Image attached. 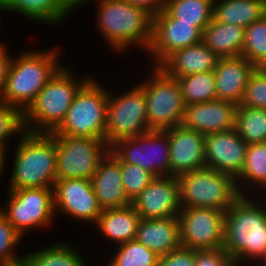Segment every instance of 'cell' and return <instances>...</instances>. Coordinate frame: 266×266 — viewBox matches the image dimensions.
<instances>
[{
	"label": "cell",
	"instance_id": "1",
	"mask_svg": "<svg viewBox=\"0 0 266 266\" xmlns=\"http://www.w3.org/2000/svg\"><path fill=\"white\" fill-rule=\"evenodd\" d=\"M241 195L225 212L223 248L235 266L248 258L261 261L266 255V208Z\"/></svg>",
	"mask_w": 266,
	"mask_h": 266
},
{
	"label": "cell",
	"instance_id": "2",
	"mask_svg": "<svg viewBox=\"0 0 266 266\" xmlns=\"http://www.w3.org/2000/svg\"><path fill=\"white\" fill-rule=\"evenodd\" d=\"M19 136L8 190L53 188L57 180L55 137L28 131Z\"/></svg>",
	"mask_w": 266,
	"mask_h": 266
},
{
	"label": "cell",
	"instance_id": "3",
	"mask_svg": "<svg viewBox=\"0 0 266 266\" xmlns=\"http://www.w3.org/2000/svg\"><path fill=\"white\" fill-rule=\"evenodd\" d=\"M26 51L11 59L0 101L25 111L49 79L61 67L59 51Z\"/></svg>",
	"mask_w": 266,
	"mask_h": 266
},
{
	"label": "cell",
	"instance_id": "4",
	"mask_svg": "<svg viewBox=\"0 0 266 266\" xmlns=\"http://www.w3.org/2000/svg\"><path fill=\"white\" fill-rule=\"evenodd\" d=\"M86 0L85 2L88 3ZM97 27L114 52H123L132 44L148 50L152 40L153 17L143 9L121 0H96ZM99 1V2H98Z\"/></svg>",
	"mask_w": 266,
	"mask_h": 266
},
{
	"label": "cell",
	"instance_id": "5",
	"mask_svg": "<svg viewBox=\"0 0 266 266\" xmlns=\"http://www.w3.org/2000/svg\"><path fill=\"white\" fill-rule=\"evenodd\" d=\"M66 67H60L23 112L25 130L51 133L64 120L76 93L90 79L76 81Z\"/></svg>",
	"mask_w": 266,
	"mask_h": 266
},
{
	"label": "cell",
	"instance_id": "6",
	"mask_svg": "<svg viewBox=\"0 0 266 266\" xmlns=\"http://www.w3.org/2000/svg\"><path fill=\"white\" fill-rule=\"evenodd\" d=\"M109 93L94 79H89L76 93L64 120L52 135L105 140Z\"/></svg>",
	"mask_w": 266,
	"mask_h": 266
},
{
	"label": "cell",
	"instance_id": "7",
	"mask_svg": "<svg viewBox=\"0 0 266 266\" xmlns=\"http://www.w3.org/2000/svg\"><path fill=\"white\" fill-rule=\"evenodd\" d=\"M181 207H205L227 211L241 196L236 178L205 167L178 176Z\"/></svg>",
	"mask_w": 266,
	"mask_h": 266
},
{
	"label": "cell",
	"instance_id": "8",
	"mask_svg": "<svg viewBox=\"0 0 266 266\" xmlns=\"http://www.w3.org/2000/svg\"><path fill=\"white\" fill-rule=\"evenodd\" d=\"M151 79L138 84L145 92L148 127L164 131L182 124L186 105L180 83L160 66H153Z\"/></svg>",
	"mask_w": 266,
	"mask_h": 266
},
{
	"label": "cell",
	"instance_id": "9",
	"mask_svg": "<svg viewBox=\"0 0 266 266\" xmlns=\"http://www.w3.org/2000/svg\"><path fill=\"white\" fill-rule=\"evenodd\" d=\"M55 137L57 179H89L110 151L105 140L87 137Z\"/></svg>",
	"mask_w": 266,
	"mask_h": 266
},
{
	"label": "cell",
	"instance_id": "10",
	"mask_svg": "<svg viewBox=\"0 0 266 266\" xmlns=\"http://www.w3.org/2000/svg\"><path fill=\"white\" fill-rule=\"evenodd\" d=\"M110 94L105 128V142L109 147L119 140L146 134L150 131L146 96L140 86L135 85L117 97Z\"/></svg>",
	"mask_w": 266,
	"mask_h": 266
},
{
	"label": "cell",
	"instance_id": "11",
	"mask_svg": "<svg viewBox=\"0 0 266 266\" xmlns=\"http://www.w3.org/2000/svg\"><path fill=\"white\" fill-rule=\"evenodd\" d=\"M7 194L8 204L0 212L23 237L28 230L52 223L56 213L53 188H23Z\"/></svg>",
	"mask_w": 266,
	"mask_h": 266
},
{
	"label": "cell",
	"instance_id": "12",
	"mask_svg": "<svg viewBox=\"0 0 266 266\" xmlns=\"http://www.w3.org/2000/svg\"><path fill=\"white\" fill-rule=\"evenodd\" d=\"M110 151L120 163L138 165L155 177L170 176V145L165 131L150 130L119 140Z\"/></svg>",
	"mask_w": 266,
	"mask_h": 266
},
{
	"label": "cell",
	"instance_id": "13",
	"mask_svg": "<svg viewBox=\"0 0 266 266\" xmlns=\"http://www.w3.org/2000/svg\"><path fill=\"white\" fill-rule=\"evenodd\" d=\"M178 220L181 246L193 250L223 248L225 211L205 207H182Z\"/></svg>",
	"mask_w": 266,
	"mask_h": 266
},
{
	"label": "cell",
	"instance_id": "14",
	"mask_svg": "<svg viewBox=\"0 0 266 266\" xmlns=\"http://www.w3.org/2000/svg\"><path fill=\"white\" fill-rule=\"evenodd\" d=\"M202 41V32L193 23L179 22L166 9L153 17L148 52L160 66L172 53Z\"/></svg>",
	"mask_w": 266,
	"mask_h": 266
},
{
	"label": "cell",
	"instance_id": "15",
	"mask_svg": "<svg viewBox=\"0 0 266 266\" xmlns=\"http://www.w3.org/2000/svg\"><path fill=\"white\" fill-rule=\"evenodd\" d=\"M53 198L54 209L95 225L103 211L89 179H57L53 186Z\"/></svg>",
	"mask_w": 266,
	"mask_h": 266
},
{
	"label": "cell",
	"instance_id": "16",
	"mask_svg": "<svg viewBox=\"0 0 266 266\" xmlns=\"http://www.w3.org/2000/svg\"><path fill=\"white\" fill-rule=\"evenodd\" d=\"M131 205L143 219L178 216L182 208L178 177H155Z\"/></svg>",
	"mask_w": 266,
	"mask_h": 266
},
{
	"label": "cell",
	"instance_id": "17",
	"mask_svg": "<svg viewBox=\"0 0 266 266\" xmlns=\"http://www.w3.org/2000/svg\"><path fill=\"white\" fill-rule=\"evenodd\" d=\"M164 131L170 145V176L178 177L206 167L205 135L182 124Z\"/></svg>",
	"mask_w": 266,
	"mask_h": 266
},
{
	"label": "cell",
	"instance_id": "18",
	"mask_svg": "<svg viewBox=\"0 0 266 266\" xmlns=\"http://www.w3.org/2000/svg\"><path fill=\"white\" fill-rule=\"evenodd\" d=\"M247 146L235 129L205 135L206 167L236 178L243 169Z\"/></svg>",
	"mask_w": 266,
	"mask_h": 266
},
{
	"label": "cell",
	"instance_id": "19",
	"mask_svg": "<svg viewBox=\"0 0 266 266\" xmlns=\"http://www.w3.org/2000/svg\"><path fill=\"white\" fill-rule=\"evenodd\" d=\"M238 105L234 102L214 100L186 106L182 125L203 135L235 129Z\"/></svg>",
	"mask_w": 266,
	"mask_h": 266
},
{
	"label": "cell",
	"instance_id": "20",
	"mask_svg": "<svg viewBox=\"0 0 266 266\" xmlns=\"http://www.w3.org/2000/svg\"><path fill=\"white\" fill-rule=\"evenodd\" d=\"M91 183L103 210L131 205L122 184L121 163L111 151L100 161Z\"/></svg>",
	"mask_w": 266,
	"mask_h": 266
},
{
	"label": "cell",
	"instance_id": "21",
	"mask_svg": "<svg viewBox=\"0 0 266 266\" xmlns=\"http://www.w3.org/2000/svg\"><path fill=\"white\" fill-rule=\"evenodd\" d=\"M256 67L242 56L220 58L214 69L217 99L240 105Z\"/></svg>",
	"mask_w": 266,
	"mask_h": 266
},
{
	"label": "cell",
	"instance_id": "22",
	"mask_svg": "<svg viewBox=\"0 0 266 266\" xmlns=\"http://www.w3.org/2000/svg\"><path fill=\"white\" fill-rule=\"evenodd\" d=\"M135 240L155 252L159 257L181 245L178 216L169 218H141Z\"/></svg>",
	"mask_w": 266,
	"mask_h": 266
},
{
	"label": "cell",
	"instance_id": "23",
	"mask_svg": "<svg viewBox=\"0 0 266 266\" xmlns=\"http://www.w3.org/2000/svg\"><path fill=\"white\" fill-rule=\"evenodd\" d=\"M219 59L220 58L201 41L197 44L175 51L160 65V67L169 76L178 79L191 74L213 72Z\"/></svg>",
	"mask_w": 266,
	"mask_h": 266
},
{
	"label": "cell",
	"instance_id": "24",
	"mask_svg": "<svg viewBox=\"0 0 266 266\" xmlns=\"http://www.w3.org/2000/svg\"><path fill=\"white\" fill-rule=\"evenodd\" d=\"M141 216L132 205L104 209L96 222L97 228L108 240L118 244L135 239Z\"/></svg>",
	"mask_w": 266,
	"mask_h": 266
},
{
	"label": "cell",
	"instance_id": "25",
	"mask_svg": "<svg viewBox=\"0 0 266 266\" xmlns=\"http://www.w3.org/2000/svg\"><path fill=\"white\" fill-rule=\"evenodd\" d=\"M245 28L213 20L202 31V42L219 58L241 56Z\"/></svg>",
	"mask_w": 266,
	"mask_h": 266
},
{
	"label": "cell",
	"instance_id": "26",
	"mask_svg": "<svg viewBox=\"0 0 266 266\" xmlns=\"http://www.w3.org/2000/svg\"><path fill=\"white\" fill-rule=\"evenodd\" d=\"M3 11L18 12L41 23L60 24L74 9L66 0H1Z\"/></svg>",
	"mask_w": 266,
	"mask_h": 266
},
{
	"label": "cell",
	"instance_id": "27",
	"mask_svg": "<svg viewBox=\"0 0 266 266\" xmlns=\"http://www.w3.org/2000/svg\"><path fill=\"white\" fill-rule=\"evenodd\" d=\"M266 14L265 0H214L213 18L246 28Z\"/></svg>",
	"mask_w": 266,
	"mask_h": 266
},
{
	"label": "cell",
	"instance_id": "28",
	"mask_svg": "<svg viewBox=\"0 0 266 266\" xmlns=\"http://www.w3.org/2000/svg\"><path fill=\"white\" fill-rule=\"evenodd\" d=\"M165 9L179 22L193 23L202 32L213 20L214 0H166Z\"/></svg>",
	"mask_w": 266,
	"mask_h": 266
},
{
	"label": "cell",
	"instance_id": "29",
	"mask_svg": "<svg viewBox=\"0 0 266 266\" xmlns=\"http://www.w3.org/2000/svg\"><path fill=\"white\" fill-rule=\"evenodd\" d=\"M235 130L247 145L266 142V109L238 106Z\"/></svg>",
	"mask_w": 266,
	"mask_h": 266
},
{
	"label": "cell",
	"instance_id": "30",
	"mask_svg": "<svg viewBox=\"0 0 266 266\" xmlns=\"http://www.w3.org/2000/svg\"><path fill=\"white\" fill-rule=\"evenodd\" d=\"M186 106L217 100L214 72H202L178 78Z\"/></svg>",
	"mask_w": 266,
	"mask_h": 266
},
{
	"label": "cell",
	"instance_id": "31",
	"mask_svg": "<svg viewBox=\"0 0 266 266\" xmlns=\"http://www.w3.org/2000/svg\"><path fill=\"white\" fill-rule=\"evenodd\" d=\"M25 256L31 266H87L83 256L66 243H56Z\"/></svg>",
	"mask_w": 266,
	"mask_h": 266
},
{
	"label": "cell",
	"instance_id": "32",
	"mask_svg": "<svg viewBox=\"0 0 266 266\" xmlns=\"http://www.w3.org/2000/svg\"><path fill=\"white\" fill-rule=\"evenodd\" d=\"M241 180V181H240ZM248 181L266 189V142L249 144L246 149L245 163L241 173L236 177L238 191L244 195L238 184ZM239 182V183H238Z\"/></svg>",
	"mask_w": 266,
	"mask_h": 266
},
{
	"label": "cell",
	"instance_id": "33",
	"mask_svg": "<svg viewBox=\"0 0 266 266\" xmlns=\"http://www.w3.org/2000/svg\"><path fill=\"white\" fill-rule=\"evenodd\" d=\"M241 56L256 68L266 65V14L245 28Z\"/></svg>",
	"mask_w": 266,
	"mask_h": 266
},
{
	"label": "cell",
	"instance_id": "34",
	"mask_svg": "<svg viewBox=\"0 0 266 266\" xmlns=\"http://www.w3.org/2000/svg\"><path fill=\"white\" fill-rule=\"evenodd\" d=\"M118 246L108 266H158L160 257L135 239Z\"/></svg>",
	"mask_w": 266,
	"mask_h": 266
},
{
	"label": "cell",
	"instance_id": "35",
	"mask_svg": "<svg viewBox=\"0 0 266 266\" xmlns=\"http://www.w3.org/2000/svg\"><path fill=\"white\" fill-rule=\"evenodd\" d=\"M122 184L127 198L132 202L155 178L138 165L121 163Z\"/></svg>",
	"mask_w": 266,
	"mask_h": 266
},
{
	"label": "cell",
	"instance_id": "36",
	"mask_svg": "<svg viewBox=\"0 0 266 266\" xmlns=\"http://www.w3.org/2000/svg\"><path fill=\"white\" fill-rule=\"evenodd\" d=\"M20 132H26L23 111L0 101V148L6 149L7 139Z\"/></svg>",
	"mask_w": 266,
	"mask_h": 266
},
{
	"label": "cell",
	"instance_id": "37",
	"mask_svg": "<svg viewBox=\"0 0 266 266\" xmlns=\"http://www.w3.org/2000/svg\"><path fill=\"white\" fill-rule=\"evenodd\" d=\"M238 106L266 109V70L264 68L254 70Z\"/></svg>",
	"mask_w": 266,
	"mask_h": 266
},
{
	"label": "cell",
	"instance_id": "38",
	"mask_svg": "<svg viewBox=\"0 0 266 266\" xmlns=\"http://www.w3.org/2000/svg\"><path fill=\"white\" fill-rule=\"evenodd\" d=\"M23 236L0 212V265L22 258L13 251ZM16 245V246H15Z\"/></svg>",
	"mask_w": 266,
	"mask_h": 266
},
{
	"label": "cell",
	"instance_id": "39",
	"mask_svg": "<svg viewBox=\"0 0 266 266\" xmlns=\"http://www.w3.org/2000/svg\"><path fill=\"white\" fill-rule=\"evenodd\" d=\"M195 266H235L224 248L195 250Z\"/></svg>",
	"mask_w": 266,
	"mask_h": 266
},
{
	"label": "cell",
	"instance_id": "40",
	"mask_svg": "<svg viewBox=\"0 0 266 266\" xmlns=\"http://www.w3.org/2000/svg\"><path fill=\"white\" fill-rule=\"evenodd\" d=\"M158 266H195V250L180 245L174 251L160 256Z\"/></svg>",
	"mask_w": 266,
	"mask_h": 266
},
{
	"label": "cell",
	"instance_id": "41",
	"mask_svg": "<svg viewBox=\"0 0 266 266\" xmlns=\"http://www.w3.org/2000/svg\"><path fill=\"white\" fill-rule=\"evenodd\" d=\"M129 5L143 9L152 17L158 15L165 9L166 0H121Z\"/></svg>",
	"mask_w": 266,
	"mask_h": 266
},
{
	"label": "cell",
	"instance_id": "42",
	"mask_svg": "<svg viewBox=\"0 0 266 266\" xmlns=\"http://www.w3.org/2000/svg\"><path fill=\"white\" fill-rule=\"evenodd\" d=\"M4 46V43H0V93L3 91L6 79L8 76L9 67L11 64L12 57L9 56L8 50Z\"/></svg>",
	"mask_w": 266,
	"mask_h": 266
},
{
	"label": "cell",
	"instance_id": "43",
	"mask_svg": "<svg viewBox=\"0 0 266 266\" xmlns=\"http://www.w3.org/2000/svg\"><path fill=\"white\" fill-rule=\"evenodd\" d=\"M0 266H31L29 260L26 258L25 255H23L22 258L12 261V262H8L5 264H2Z\"/></svg>",
	"mask_w": 266,
	"mask_h": 266
},
{
	"label": "cell",
	"instance_id": "44",
	"mask_svg": "<svg viewBox=\"0 0 266 266\" xmlns=\"http://www.w3.org/2000/svg\"><path fill=\"white\" fill-rule=\"evenodd\" d=\"M5 149L3 148H0V176H1V173H3L2 171L4 170V162H5V159H6V155H5Z\"/></svg>",
	"mask_w": 266,
	"mask_h": 266
},
{
	"label": "cell",
	"instance_id": "45",
	"mask_svg": "<svg viewBox=\"0 0 266 266\" xmlns=\"http://www.w3.org/2000/svg\"><path fill=\"white\" fill-rule=\"evenodd\" d=\"M74 9L79 8L82 4L85 3L86 0H66Z\"/></svg>",
	"mask_w": 266,
	"mask_h": 266
},
{
	"label": "cell",
	"instance_id": "46",
	"mask_svg": "<svg viewBox=\"0 0 266 266\" xmlns=\"http://www.w3.org/2000/svg\"><path fill=\"white\" fill-rule=\"evenodd\" d=\"M264 264L263 266H266V255H265V257L261 260V262H260V264Z\"/></svg>",
	"mask_w": 266,
	"mask_h": 266
},
{
	"label": "cell",
	"instance_id": "47",
	"mask_svg": "<svg viewBox=\"0 0 266 266\" xmlns=\"http://www.w3.org/2000/svg\"><path fill=\"white\" fill-rule=\"evenodd\" d=\"M0 11H3V9H2V2H1V0H0ZM0 15H2V14H0ZM0 19H1V17H0ZM0 23H1V20H0Z\"/></svg>",
	"mask_w": 266,
	"mask_h": 266
}]
</instances>
